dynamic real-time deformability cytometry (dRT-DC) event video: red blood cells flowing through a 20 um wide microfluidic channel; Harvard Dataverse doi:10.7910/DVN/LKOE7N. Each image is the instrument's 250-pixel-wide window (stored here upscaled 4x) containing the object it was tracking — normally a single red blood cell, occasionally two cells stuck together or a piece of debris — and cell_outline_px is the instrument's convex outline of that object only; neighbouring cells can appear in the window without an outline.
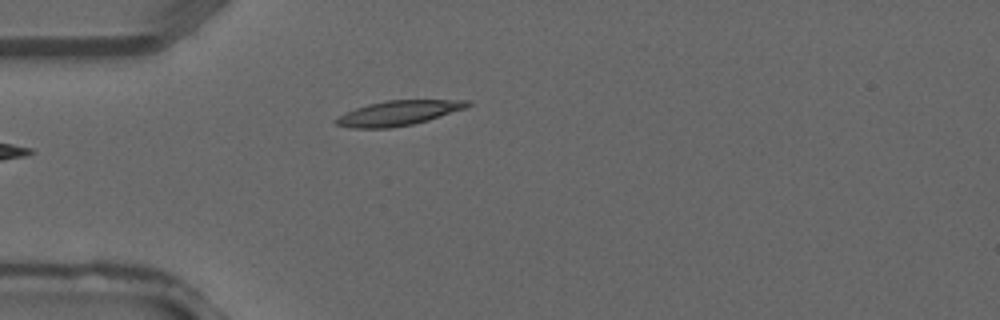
{"species": "common noctule bat (a hibernating species)", "species_latin": "Nyctalus noctula", "temperature_condition": "warm", "stored_images_in_passage": 4, "camera_frame_rate_fps": 3000, "um_per_image_px": 0.085, "animal": {"sex": "male", "forearm_length_mm": 52.5}, "frame": {"image": 1, "passage_image": 4, "time_ms": 1.0, "image_size_px": [1000, 320], "cell_outline_px": [[472, 104], [468, 108], [428, 120], [412, 124], [392, 128], [352, 128], [336, 124], [332, 120], [344, 112], [368, 104], [388, 100], [472, 100]], "centroid_in_image_um": [33.88, 9.6], "position_along_channel_um": 51.1, "area_um2": 19.19}}